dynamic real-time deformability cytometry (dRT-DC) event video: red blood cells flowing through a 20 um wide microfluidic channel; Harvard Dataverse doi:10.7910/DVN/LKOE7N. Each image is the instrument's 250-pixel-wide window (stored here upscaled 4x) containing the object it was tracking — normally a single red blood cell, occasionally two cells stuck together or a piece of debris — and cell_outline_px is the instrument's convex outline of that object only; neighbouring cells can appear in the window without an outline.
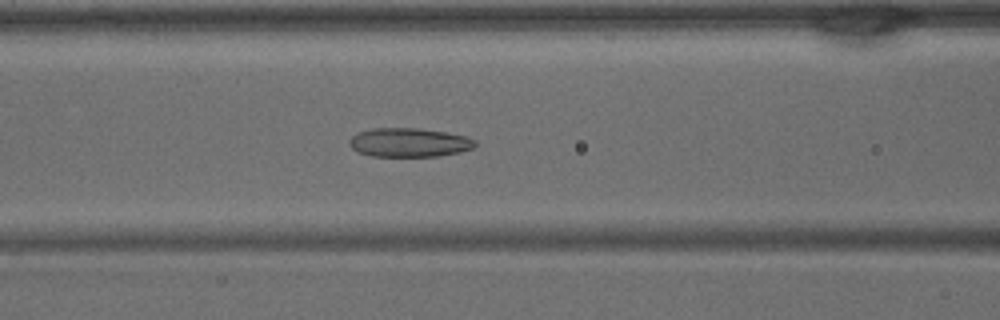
{"species": "common noctule bat (a hibernating species)", "species_latin": "Nyctalus noctula", "temperature_condition": "warm", "stored_images_in_passage": 41, "segment_of_instrument_passage": [1, 2], "camera_frame_rate_fps": 3000, "um_per_image_px": 0.085, "animal": {"sex": "male", "body_mass_g": 15.6}, "frame": {"image": 1, "passage_image": 16, "time_ms": 5.0, "image_size_px": [1000, 320], "cell_outline_px": [[476, 144], [472, 148], [460, 152], [440, 156], [372, 156], [356, 152], [348, 144], [348, 140], [352, 136], [360, 132], [372, 128], [416, 128], [444, 132], [468, 136], [476, 140]], "centroid_in_image_um": [34.76, 12.11], "position_along_channel_um": 131.8, "area_um2": 21.27}}
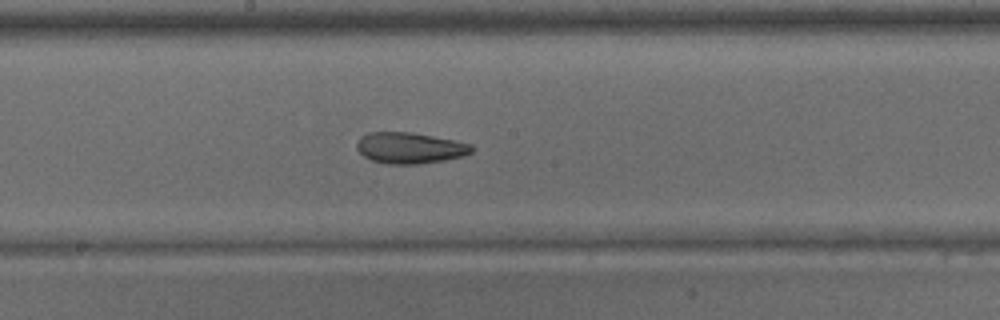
{"frame": {"image": 2, "passage_image": 21, "time_ms": 6.667, "image_size_px": [1000, 320], "cell_outline_px": [[476, 148], [472, 152], [464, 156], [444, 160], [416, 164], [388, 164], [372, 160], [364, 156], [356, 148], [356, 144], [360, 136], [368, 132], [412, 132], [472, 144]], "centroid_in_image_um": [34.84, 12.57], "position_along_channel_um": 213.4, "area_um2": 20.87}}
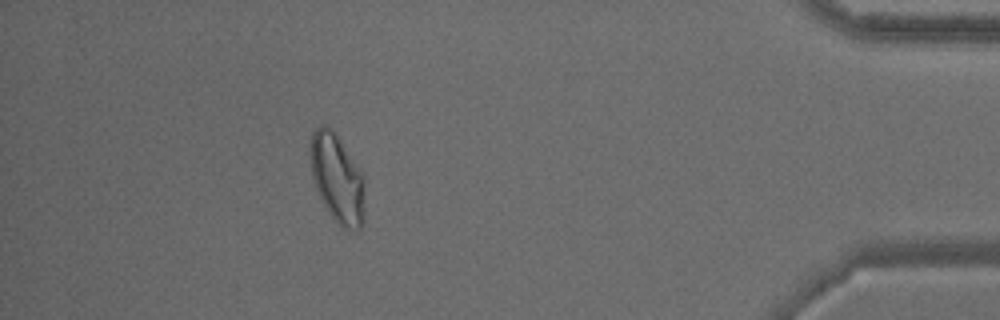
{"frame": {"image": 3, "passage_image": 36, "time_ms": 11.667, "image_size_px": [1000, 320], "cell_outline_px": [[364, 220], [360, 228], [356, 232], [344, 228], [332, 216], [324, 204], [316, 188], [312, 176], [308, 152], [312, 132], [320, 124], [324, 124], [332, 128], [364, 176]], "centroid_in_image_um": [28.65, 15.14], "position_along_channel_um": 406.6, "area_um2": 28.26}}